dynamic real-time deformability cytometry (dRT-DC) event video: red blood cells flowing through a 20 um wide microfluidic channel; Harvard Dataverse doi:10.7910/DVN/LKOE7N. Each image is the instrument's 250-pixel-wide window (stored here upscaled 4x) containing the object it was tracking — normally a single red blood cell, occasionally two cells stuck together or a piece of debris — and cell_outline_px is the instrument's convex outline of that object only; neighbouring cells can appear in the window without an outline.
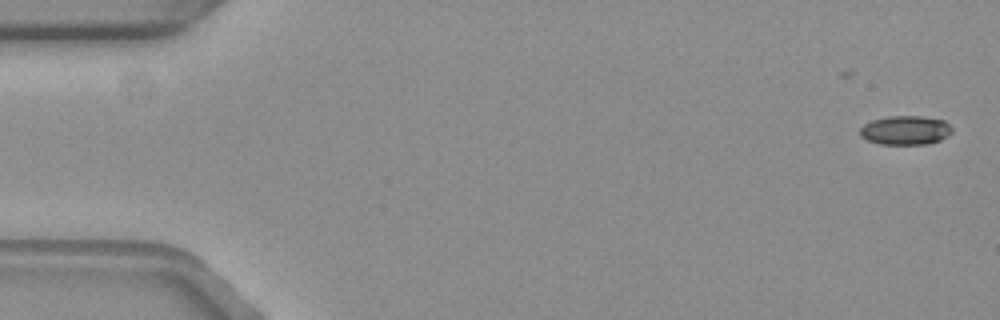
{"species": "common noctule bat (a hibernating species)", "species_latin": "Nyctalus noctula", "temperature_condition": "warm", "stored_images_in_passage": 46, "camera_frame_rate_fps": 3000, "um_per_image_px": 0.085, "animal": {"sex": "female", "body_mass_g": 19.3, "forearm_length_mm": 54.1}, "frame": {"image": 1, "passage_image": 1, "time_ms": 0.0, "image_size_px": [1000, 320], "cell_outline_px": [[952, 132], [948, 136], [940, 140], [928, 144], [880, 144], [868, 140], [860, 136], [860, 128], [864, 124], [872, 120], [888, 116], [920, 116], [944, 120], [952, 128]], "centroid_in_image_um": [76.97, 11.07], "position_along_channel_um": 8.0, "area_um2": 15.61}}
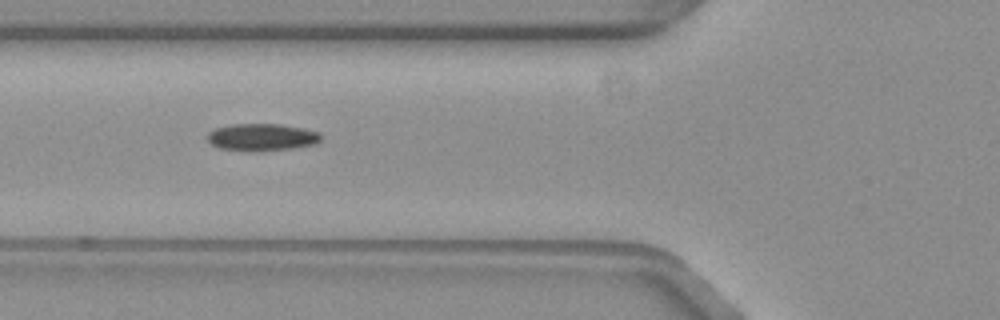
{"frame": {"image": 2, "passage_image": 20, "time_ms": 6.333, "image_size_px": [1000, 320], "cell_outline_px": [[320, 140], [316, 144], [292, 148], [260, 152], [220, 148], [212, 144], [208, 140], [208, 132], [216, 128], [232, 124], [280, 124], [320, 132]], "centroid_in_image_um": [22.26, 11.67], "position_along_channel_um": 103.5, "area_um2": 17.92}}
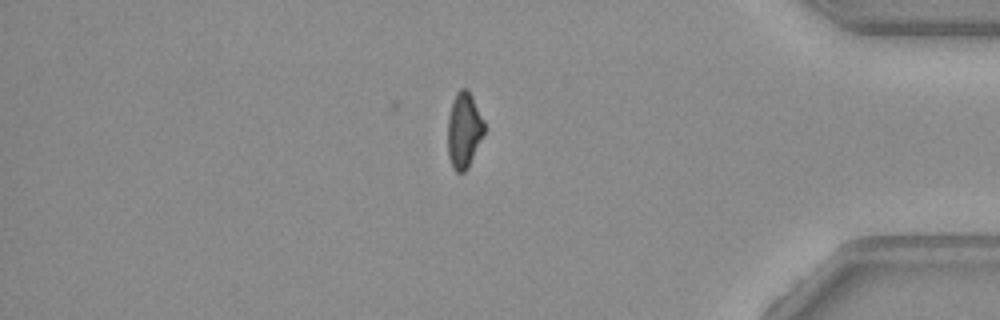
{"frame": {"image": 3, "passage_image": 46, "time_ms": 15.0, "image_size_px": [1000, 320], "cell_outline_px": [[484, 132], [468, 168], [464, 172], [456, 172], [452, 168], [448, 156], [448, 120], [452, 104], [456, 92], [460, 88], [468, 88], [484, 120]], "centroid_in_image_um": [39.43, 11.07], "position_along_channel_um": 395.8, "area_um2": 16.01}, "authors_computed_cell_mechanics": {"area_um2": 17.1088, "velocity_mm_per_s": 3.7579, "shape_relaxation_time_tau1_ms": 9.7835, "shape_relaxation_time_tau2_ms": 4.8855, "deformation_change_tau1": 0.1956, "deformation_change_tau2": 0.1041}}